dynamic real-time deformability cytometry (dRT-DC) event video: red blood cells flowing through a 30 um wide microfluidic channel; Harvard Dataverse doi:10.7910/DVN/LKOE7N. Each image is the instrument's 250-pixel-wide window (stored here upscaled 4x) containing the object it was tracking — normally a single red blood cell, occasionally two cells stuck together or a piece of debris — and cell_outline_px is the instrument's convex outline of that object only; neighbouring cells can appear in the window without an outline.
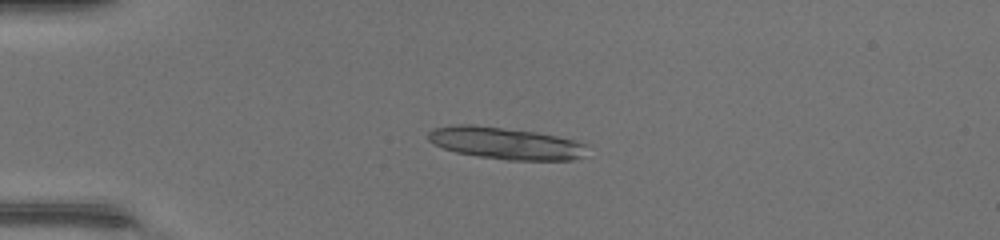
{"species": "common noctule bat (a hibernating species)", "species_latin": "Nyctalus noctula", "temperature_condition": "warm", "stored_images_in_passage": 37, "camera_frame_rate_fps": 3000, "um_per_image_px": 0.085, "animal": {"sex": "female", "body_mass_g": 17.0, "forearm_length_mm": 48.0}, "frame": {"image": 1, "passage_image": 1, "time_ms": 0.0, "image_size_px": [1000, 240], "cell_outline_px": [[588, 144], [580, 156], [572, 160], [504, 160], [476, 156], [456, 152], [444, 148], [428, 140], [428, 132], [432, 128], [456, 124], [472, 124], [532, 132], [556, 136]], "centroid_in_image_um": [42.9, 12.17], "position_along_channel_um": 42.1, "area_um2": 29.25}, "authors_computed_cell_mechanics": {"area_um2": 16.3574, "velocity_mm_per_s": 4.4335, "shape_relaxation_time_tau1_ms": 5.2212, "shape_relaxation_time_tau2_ms": 3.0639, "deformation_change_tau1": 0.1818, "deformation_change_tau2": 0.0678}}